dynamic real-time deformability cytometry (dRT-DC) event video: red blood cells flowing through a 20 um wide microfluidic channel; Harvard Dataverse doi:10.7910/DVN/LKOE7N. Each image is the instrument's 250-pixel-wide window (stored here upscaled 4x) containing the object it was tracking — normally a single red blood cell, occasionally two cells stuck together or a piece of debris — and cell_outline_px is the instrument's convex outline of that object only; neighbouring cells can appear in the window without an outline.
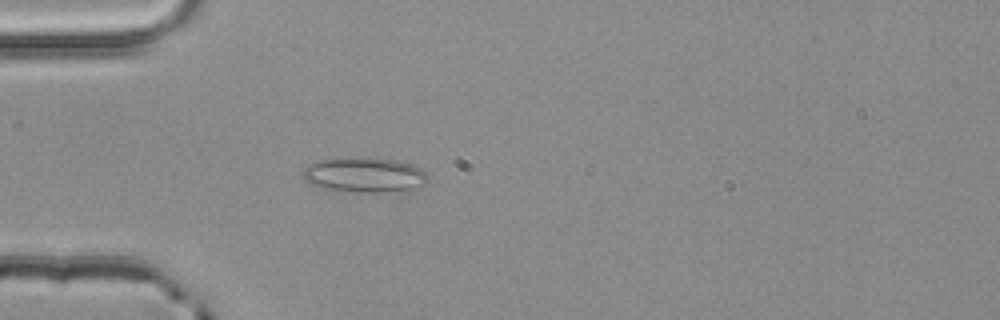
{"species": "common noctule bat (a hibernating species)", "species_latin": "Nyctalus noctula", "temperature_condition": "room temperature", "stored_images_in_passage": 2, "camera_frame_rate_fps": 3000, "um_per_image_px": 0.085, "animal": {"sex": "male", "body_mass_g": 20.4}, "frame": {"image": 1, "passage_image": 2, "time_ms": 0.333, "image_size_px": [1000, 320], "cell_outline_px": [[428, 176], [424, 180], [404, 192], [368, 192], [320, 188], [312, 184], [304, 176], [304, 168], [308, 164], [320, 160], [336, 156], [360, 156], [400, 160], [412, 164], [420, 168]], "centroid_in_image_um": [30.94, 14.82], "position_along_channel_um": 54.1, "area_um2": 25.61}}